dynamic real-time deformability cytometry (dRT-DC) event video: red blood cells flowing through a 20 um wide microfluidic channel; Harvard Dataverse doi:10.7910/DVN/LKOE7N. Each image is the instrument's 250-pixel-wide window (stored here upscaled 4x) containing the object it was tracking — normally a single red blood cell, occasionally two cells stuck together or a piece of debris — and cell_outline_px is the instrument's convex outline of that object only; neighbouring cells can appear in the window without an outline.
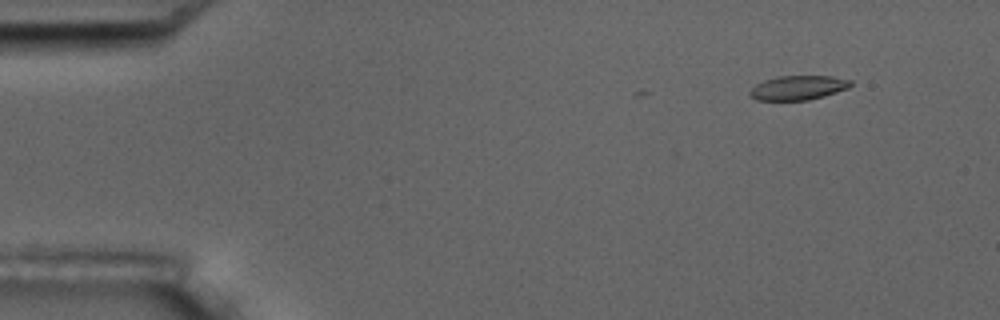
{"species": "common noctule bat (a hibernating species)", "species_latin": "Nyctalus noctula", "temperature_condition": "room temperature", "stored_images_in_passage": 6, "segment_of_instrument_passage": [2, 2], "camera_frame_rate_fps": 3000, "um_per_image_px": 0.085, "animal": {"sex": "male", "body_mass_g": 17.5, "forearm_length_mm": 52.3}, "frame": {"image": 1, "passage_image": 6, "time_ms": 5.667, "image_size_px": [1000, 320], "cell_outline_px": [[852, 84], [848, 88], [824, 96], [808, 100], [756, 100], [748, 92], [756, 84], [764, 80], [776, 76], [832, 76], [852, 80]], "centroid_in_image_um": [67.85, 7.45], "position_along_channel_um": 17.2, "area_um2": 14.28}}